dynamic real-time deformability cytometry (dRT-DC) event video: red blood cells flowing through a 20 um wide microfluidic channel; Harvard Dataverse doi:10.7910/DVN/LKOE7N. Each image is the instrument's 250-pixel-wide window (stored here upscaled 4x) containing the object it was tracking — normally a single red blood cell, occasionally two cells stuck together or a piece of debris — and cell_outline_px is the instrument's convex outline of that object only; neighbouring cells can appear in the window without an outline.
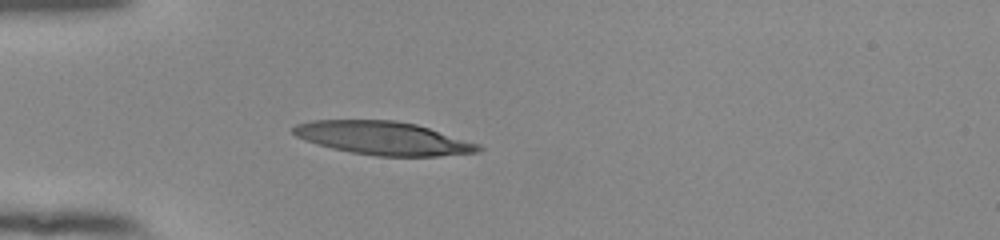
{"species": "human", "species_latin": "Homo sapiens", "temperature_condition": "room temperature", "stored_images_in_passage": 38, "camera_frame_rate_fps": 3000, "um_per_image_px": 0.085, "donor": {"sex": "female"}, "frame": {"image": 1, "passage_image": 1, "time_ms": 0.0, "image_size_px": [1000, 240], "cell_outline_px": [[484, 148], [480, 152], [440, 156], [376, 156], [352, 152], [332, 148], [304, 140], [296, 136], [292, 132], [292, 128], [296, 124], [312, 120], [396, 120], [416, 124], [480, 144]], "centroid_in_image_um": [32.59, 11.74], "position_along_channel_um": 52.4, "area_um2": 35.95}}
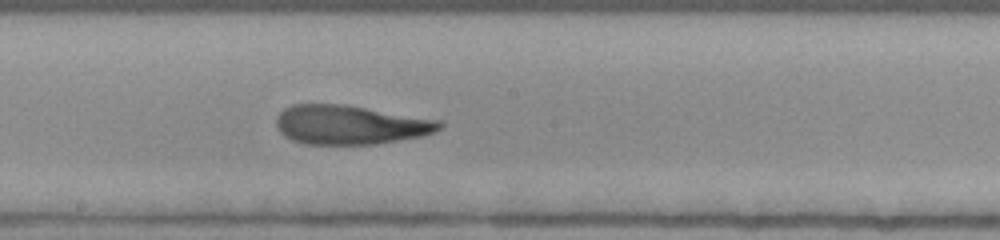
{"frame": {"image": 2, "passage_image": 15, "time_ms": 4.667, "image_size_px": [1000, 240], "cell_outline_px": [[444, 124], [436, 132], [424, 136], [376, 144], [304, 144], [292, 140], [284, 136], [276, 128], [276, 116], [284, 108], [292, 104], [344, 104], [444, 120]], "centroid_in_image_um": [29.8, 10.6], "position_along_channel_um": 218.4, "area_um2": 37.8}}
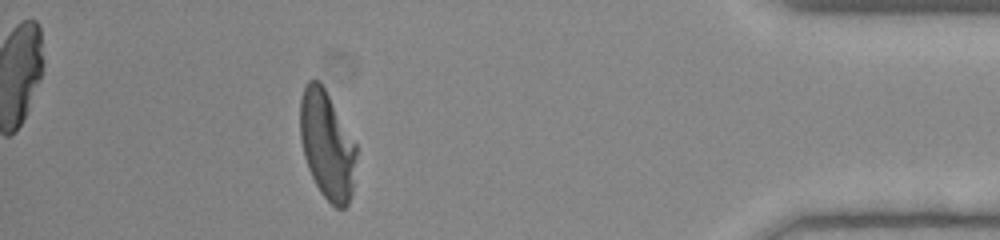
{"frame": {"image": 3, "passage_image": 33, "time_ms": 10.667, "image_size_px": [1000, 240], "cell_outline_px": [[356, 156], [352, 192], [348, 204], [344, 208], [336, 208], [320, 192], [308, 168], [304, 156], [300, 140], [300, 100], [304, 84], [308, 80], [316, 80], [324, 88], [356, 144]], "centroid_in_image_um": [27.78, 12.33], "position_along_channel_um": 407.4, "area_um2": 35.08}, "authors_computed_cell_mechanics": {"area_um2": 37.3966, "velocity_mm_per_s": 3.8737, "shape_relaxation_time_tau1_ms": 8.7437, "shape_relaxation_time_tau2_ms": 2.0009, "deformation_change_tau1": 0.3191, "deformation_change_tau2": 0.1094}}